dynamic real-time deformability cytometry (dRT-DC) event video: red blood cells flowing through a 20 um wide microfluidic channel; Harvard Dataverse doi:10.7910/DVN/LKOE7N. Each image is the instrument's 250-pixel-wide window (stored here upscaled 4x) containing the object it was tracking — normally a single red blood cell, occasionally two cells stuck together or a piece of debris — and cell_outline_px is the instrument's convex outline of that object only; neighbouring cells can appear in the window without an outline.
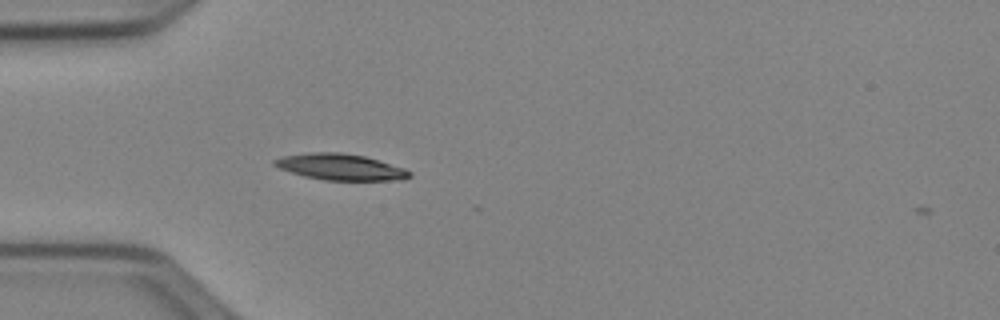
{"species": "Egyptian fruit bat (a non-hibernating species)", "species_latin": "Rousettus aegyptiacus", "temperature_condition": "cold", "stored_images_in_passage": 2, "camera_frame_rate_fps": 3000, "um_per_image_px": 0.085, "animal": {"sex": "female"}, "frame": {"image": 1, "passage_image": 1, "time_ms": 0.0, "image_size_px": [1000, 320], "cell_outline_px": [[412, 176], [400, 180], [324, 180], [304, 176], [280, 168], [272, 164], [272, 160], [284, 156], [312, 152], [340, 152], [364, 156], [404, 168], [412, 172]], "centroid_in_image_um": [28.95, 14.19], "position_along_channel_um": 56.1, "area_um2": 20.46}}